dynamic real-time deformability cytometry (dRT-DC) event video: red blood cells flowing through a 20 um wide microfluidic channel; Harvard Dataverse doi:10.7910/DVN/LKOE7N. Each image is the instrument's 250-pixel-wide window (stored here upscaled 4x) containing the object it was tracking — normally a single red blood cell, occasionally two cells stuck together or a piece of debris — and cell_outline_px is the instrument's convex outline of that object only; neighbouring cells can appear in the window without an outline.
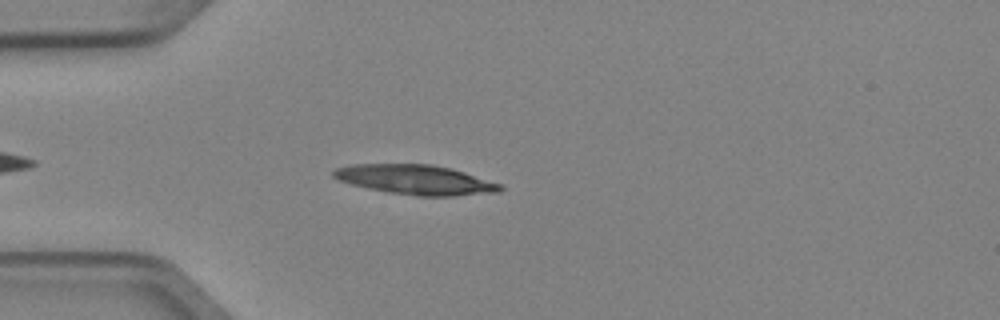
{"species": "Egyptian fruit bat (a non-hibernating species)", "species_latin": "Rousettus aegyptiacus", "temperature_condition": "cold", "stored_images_in_passage": 3, "camera_frame_rate_fps": 3000, "um_per_image_px": 0.085, "animal": {"sex": "female"}, "frame": {"image": 1, "passage_image": 3, "time_ms": 0.667, "image_size_px": [1000, 320], "cell_outline_px": [[504, 188], [500, 192], [452, 196], [416, 196], [388, 192], [368, 188], [336, 180], [332, 176], [332, 172], [336, 168], [352, 164], [432, 164], [464, 172], [504, 184]], "centroid_in_image_um": [35.34, 15.28], "position_along_channel_um": 49.7, "area_um2": 28.96}}